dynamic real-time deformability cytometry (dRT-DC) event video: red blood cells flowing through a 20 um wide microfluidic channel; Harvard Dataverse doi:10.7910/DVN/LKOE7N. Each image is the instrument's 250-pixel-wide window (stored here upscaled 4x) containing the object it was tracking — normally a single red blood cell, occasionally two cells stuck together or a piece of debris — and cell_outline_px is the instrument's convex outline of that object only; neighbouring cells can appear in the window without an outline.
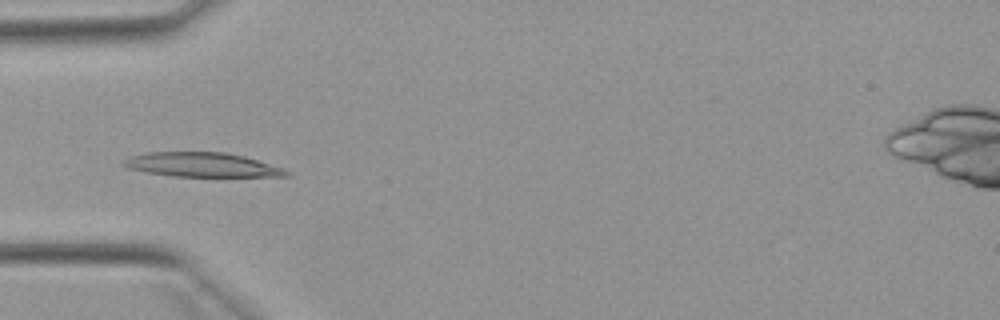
{"species": "Egyptian fruit bat (a non-hibernating species)", "species_latin": "Rousettus aegyptiacus", "temperature_condition": "warm", "stored_images_in_passage": 4, "camera_frame_rate_fps": 3000, "um_per_image_px": 0.085, "animal": {"sex": "female"}, "frame": {"image": 1, "passage_image": 2, "time_ms": 0.333, "image_size_px": [1000, 320], "cell_outline_px": [[292, 176], [172, 176], [144, 172], [128, 168], [120, 164], [124, 160], [132, 156], [148, 152], [224, 152], [244, 156], [284, 168], [292, 172]], "centroid_in_image_um": [17.18, 14.01], "position_along_channel_um": 67.8, "area_um2": 23.06}}